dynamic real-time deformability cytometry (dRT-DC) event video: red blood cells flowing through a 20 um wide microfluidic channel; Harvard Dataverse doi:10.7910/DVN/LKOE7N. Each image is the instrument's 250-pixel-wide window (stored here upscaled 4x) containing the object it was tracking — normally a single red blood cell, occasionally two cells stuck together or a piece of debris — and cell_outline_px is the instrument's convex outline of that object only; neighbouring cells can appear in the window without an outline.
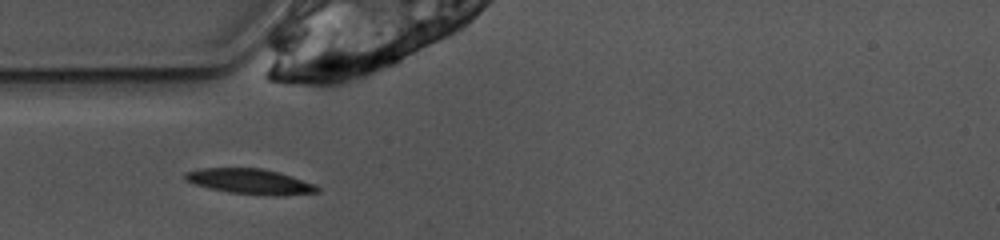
{"species": "common noctule bat (a hibernating species)", "species_latin": "Nyctalus noctula", "temperature_condition": "warm", "stored_images_in_passage": 39, "camera_frame_rate_fps": 3000, "um_per_image_px": 0.085, "animal": {"sex": "female", "body_mass_g": 10.0, "forearm_length_mm": 53.1}, "frame": {"image": 1, "passage_image": 2, "time_ms": 0.333, "image_size_px": [1000, 240], "cell_outline_px": [[320, 192], [276, 196], [228, 192], [196, 184], [184, 180], [184, 172], [200, 168], [260, 168], [292, 176], [316, 184], [320, 188]], "centroid_in_image_um": [21.28, 15.42], "position_along_channel_um": 63.7, "area_um2": 19.36}}
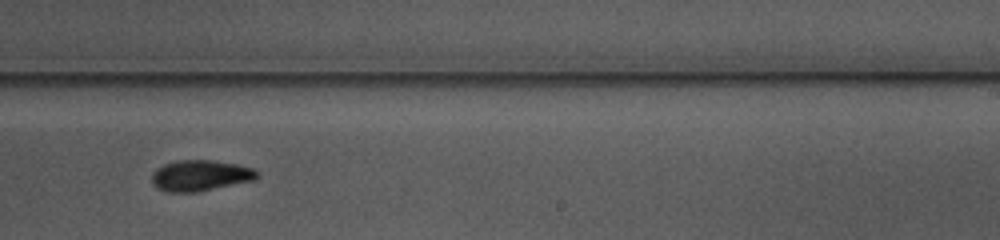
{"frame": {"image": 2, "passage_image": 18, "time_ms": 5.667, "image_size_px": [1000, 240], "cell_outline_px": [[260, 176], [256, 180], [196, 192], [168, 192], [156, 188], [152, 184], [152, 172], [156, 168], [164, 164], [180, 160], [212, 160], [236, 164], [252, 168], [260, 172]], "centroid_in_image_um": [17.04, 14.92], "position_along_channel_um": 272.0, "area_um2": 19.13}}
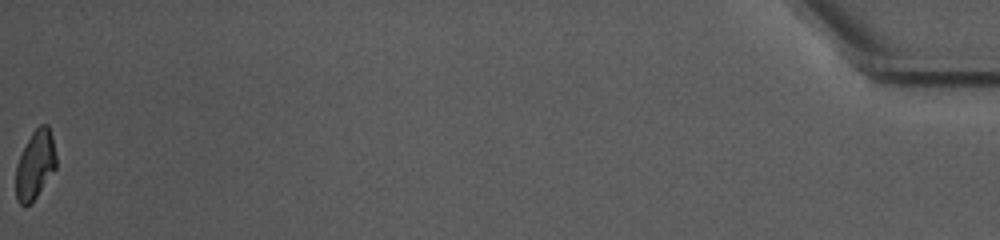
{"frame": {"image": 3, "passage_image": 39, "time_ms": 12.667, "image_size_px": [1000, 240], "cell_outline_px": [[56, 168], [36, 196], [24, 208], [16, 200], [16, 164], [32, 132], [40, 124], [48, 124], [52, 136], [56, 156]], "centroid_in_image_um": [2.99, 14.0], "position_along_channel_um": 432.2, "area_um2": 15.95}, "authors_computed_cell_mechanics": {"area_um2": 18.5538, "velocity_mm_per_s": 3.8806, "shape_relaxation_time_tau1_ms": 4.6073, "shape_relaxation_time_tau2_ms": 2.9279, "deformation_change_tau1": 0.1519, "deformation_change_tau2": 0.0788}}